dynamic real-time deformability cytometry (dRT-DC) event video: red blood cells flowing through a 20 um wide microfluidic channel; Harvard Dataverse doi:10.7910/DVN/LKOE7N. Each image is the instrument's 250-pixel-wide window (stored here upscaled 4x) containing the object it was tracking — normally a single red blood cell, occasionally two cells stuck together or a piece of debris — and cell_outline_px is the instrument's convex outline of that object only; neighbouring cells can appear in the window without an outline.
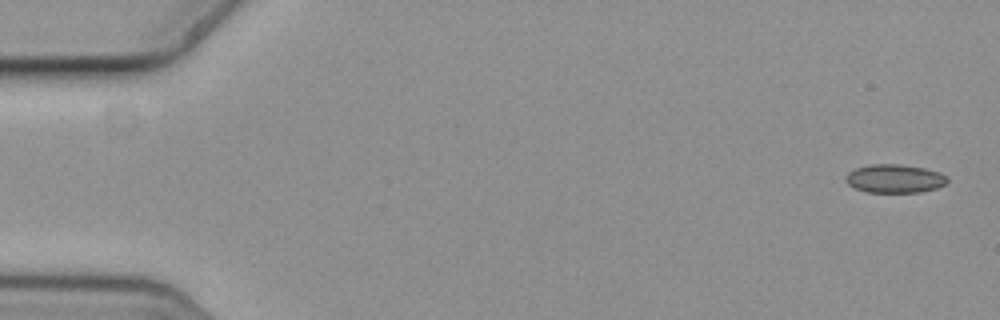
{"species": "common noctule bat (a hibernating species)", "species_latin": "Nyctalus noctula", "temperature_condition": "cold", "stored_images_in_passage": 15, "camera_frame_rate_fps": 3000, "um_per_image_px": 0.085, "animal": {"sex": "female", "body_mass_g": 19.3, "forearm_length_mm": 54.1}, "frame": {"image": 1, "passage_image": 1, "time_ms": 0.0, "image_size_px": [1000, 320], "cell_outline_px": [[948, 180], [944, 184], [936, 188], [920, 192], [864, 192], [848, 184], [844, 180], [844, 176], [848, 172], [856, 168], [872, 164], [900, 164], [924, 168], [940, 172]], "centroid_in_image_um": [76.0, 15.18], "position_along_channel_um": 9.0, "area_um2": 16.82}}
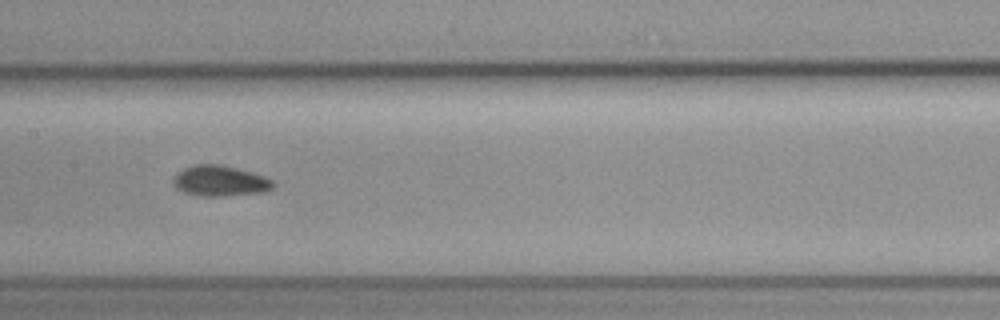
{"frame": {"image": 2, "passage_image": 8, "time_ms": 2.333, "image_size_px": [1000, 320], "cell_outline_px": [[276, 184], [272, 188], [264, 192], [220, 196], [200, 196], [184, 192], [176, 188], [172, 184], [172, 180], [176, 172], [192, 164], [224, 164], [252, 172], [264, 176], [272, 180]], "centroid_in_image_um": [18.68, 15.36], "position_along_channel_um": 188.7, "area_um2": 18.09}}
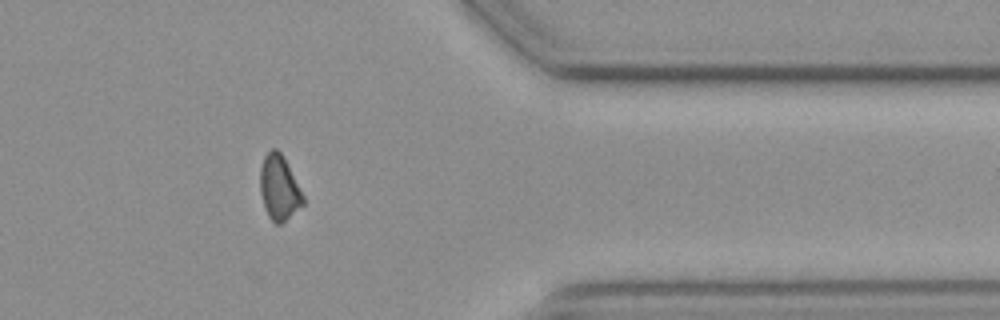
{"frame": {"image": 3, "passage_image": 13, "time_ms": 4.0, "image_size_px": [1000, 320], "cell_outline_px": [[304, 204], [280, 224], [276, 224], [268, 216], [264, 208], [260, 192], [260, 168], [264, 156], [272, 148], [276, 148], [284, 156], [304, 196]], "centroid_in_image_um": [23.72, 15.94], "position_along_channel_um": 387.7, "area_um2": 16.24}}